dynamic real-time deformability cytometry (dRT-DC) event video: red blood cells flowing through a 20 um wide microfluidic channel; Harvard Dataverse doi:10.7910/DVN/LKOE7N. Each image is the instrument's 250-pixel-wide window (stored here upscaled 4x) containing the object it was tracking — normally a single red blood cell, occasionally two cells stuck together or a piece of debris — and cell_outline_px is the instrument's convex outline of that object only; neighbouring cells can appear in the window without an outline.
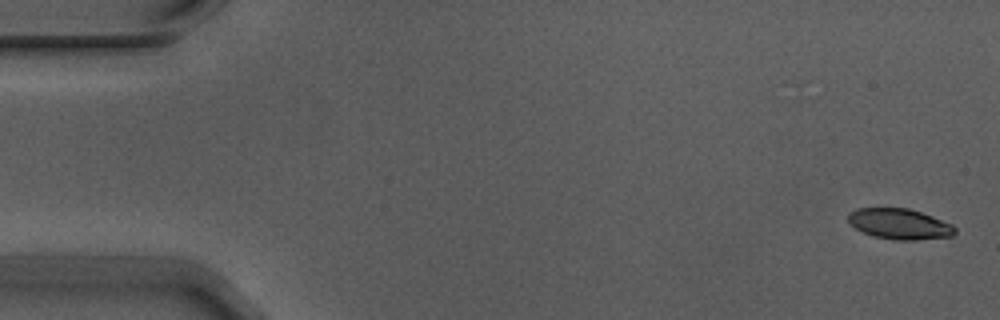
{"species": "Egyptian fruit bat (a non-hibernating species)", "species_latin": "Rousettus aegyptiacus", "temperature_condition": "warm", "stored_images_in_passage": 4, "camera_frame_rate_fps": 3000, "um_per_image_px": 0.085, "animal": {"sex": "male"}, "frame": {"image": 1, "passage_image": 1, "time_ms": 0.0, "image_size_px": [1000, 320], "cell_outline_px": [[956, 232], [952, 236], [916, 240], [892, 240], [872, 236], [856, 228], [848, 220], [848, 212], [856, 208], [908, 208], [932, 216], [952, 224], [956, 228]], "centroid_in_image_um": [76.46, 19.04], "position_along_channel_um": 8.5, "area_um2": 19.07}}
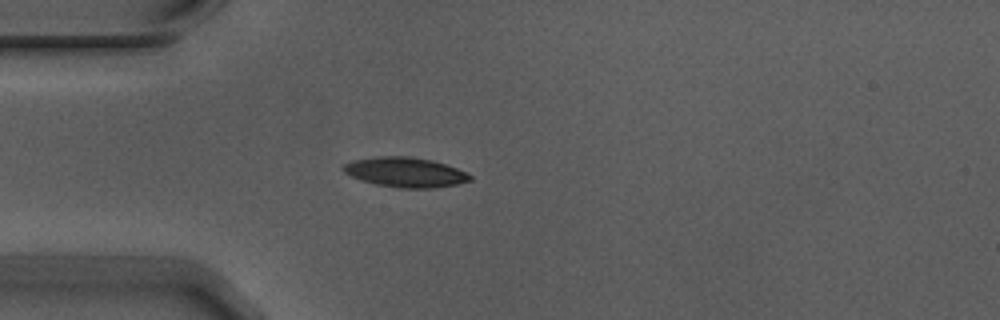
{"frame": {"image": 2, "passage_image": 4, "time_ms": 1.0, "image_size_px": [1000, 320], "cell_outline_px": [[472, 180], [456, 184], [432, 188], [400, 188], [376, 184], [360, 180], [344, 172], [340, 168], [344, 164], [352, 160], [380, 156], [412, 156], [432, 160], [468, 172], [472, 176]], "centroid_in_image_um": [34.44, 14.63], "position_along_channel_um": 50.6, "area_um2": 22.08}}